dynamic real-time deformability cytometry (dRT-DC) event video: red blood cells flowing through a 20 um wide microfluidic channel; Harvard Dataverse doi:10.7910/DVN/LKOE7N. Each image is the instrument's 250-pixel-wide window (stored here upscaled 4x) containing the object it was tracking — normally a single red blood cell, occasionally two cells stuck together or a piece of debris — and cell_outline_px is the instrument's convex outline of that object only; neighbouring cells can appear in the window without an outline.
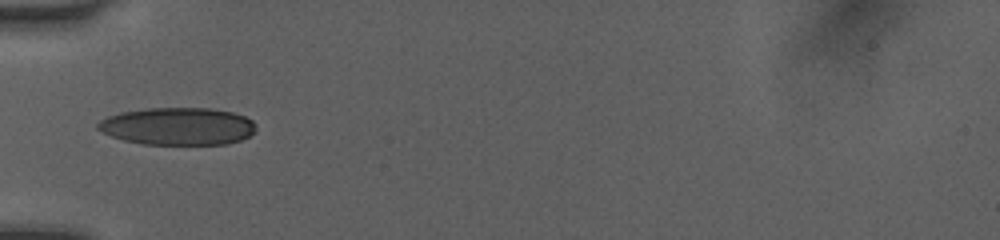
{"species": "human", "species_latin": "Homo sapiens", "temperature_condition": "room temperature", "stored_images_in_passage": 34, "camera_frame_rate_fps": 3000, "um_per_image_px": 0.085, "donor": {"sex": "female"}, "frame": {"image": 1, "passage_image": 1, "time_ms": 0.0, "image_size_px": [1000, 240], "cell_outline_px": [[256, 128], [248, 136], [240, 140], [224, 144], [144, 144], [124, 140], [112, 136], [96, 128], [96, 124], [100, 120], [108, 116], [120, 112], [148, 108], [208, 108], [232, 112], [244, 116], [252, 120], [256, 124]], "centroid_in_image_um": [15.1, 10.72], "position_along_channel_um": 69.9, "area_um2": 34.39}}
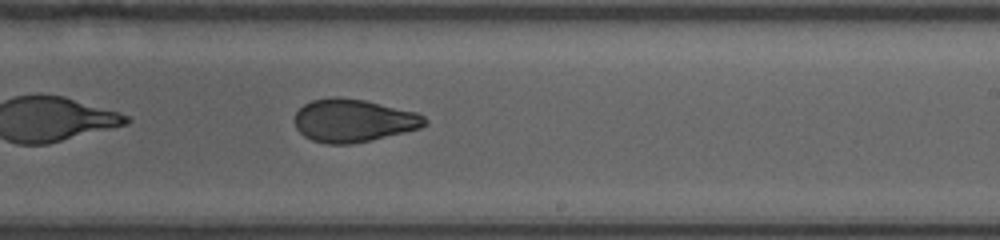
{"frame": {"image": 2, "passage_image": 15, "time_ms": 4.667, "image_size_px": [1000, 240], "cell_outline_px": [[428, 124], [420, 128], [372, 140], [352, 144], [328, 144], [312, 140], [304, 136], [296, 128], [296, 112], [304, 104], [312, 100], [332, 96], [336, 96], [364, 100], [416, 112], [424, 116], [428, 120]], "centroid_in_image_um": [30.05, 10.25], "position_along_channel_um": 259.0, "area_um2": 32.54}}
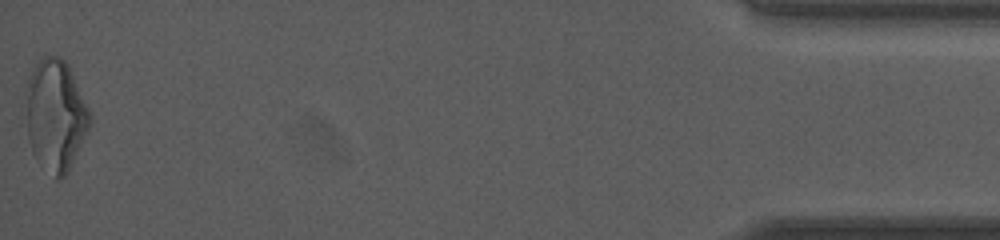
{"frame": {"image": 3, "passage_image": 34, "time_ms": 11.0, "image_size_px": [1000, 240], "cell_outline_px": [[92, 124], [68, 172], [60, 180], [56, 180], [36, 160], [32, 152], [20, 124], [24, 92], [28, 76], [32, 68], [40, 56], [60, 56], [68, 64], [92, 116]], "centroid_in_image_um": [4.62, 9.8], "position_along_channel_um": 430.6, "area_um2": 43.7}, "authors_computed_cell_mechanics": {"area_um2": 33.9286, "velocity_mm_per_s": 4.0759, "shape_relaxation_time_tau1_ms": 8.4372, "shape_relaxation_time_tau2_ms": 1.7733, "deformation_change_tau1": 0.2236, "deformation_change_tau2": 0.0777}}